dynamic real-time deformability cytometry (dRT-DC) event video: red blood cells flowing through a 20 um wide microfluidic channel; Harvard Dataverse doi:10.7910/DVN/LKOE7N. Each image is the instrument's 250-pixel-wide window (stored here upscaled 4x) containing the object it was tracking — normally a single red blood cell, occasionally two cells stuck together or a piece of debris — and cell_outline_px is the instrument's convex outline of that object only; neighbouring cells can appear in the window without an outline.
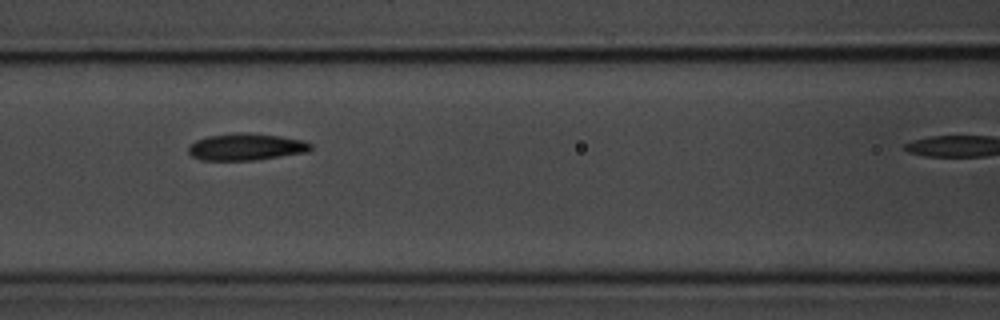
{"species": "common noctule bat (a hibernating species)", "species_latin": "Nyctalus noctula", "temperature_condition": "room temperature", "stored_images_in_passage": 4, "camera_frame_rate_fps": 3000, "um_per_image_px": 0.085, "animal": {"sex": "male", "body_mass_g": 20.1, "forearm_length_mm": 53.5}, "frame": {"image": 1, "passage_image": 3, "time_ms": 2.333, "image_size_px": [1000, 320], "cell_outline_px": [[312, 148], [308, 152], [252, 160], [200, 160], [192, 156], [188, 152], [188, 144], [196, 140], [208, 136], [236, 132], [248, 132], [280, 136], [304, 140], [312, 144]], "centroid_in_image_um": [20.9, 12.47], "position_along_channel_um": 145.7, "area_um2": 19.31}}